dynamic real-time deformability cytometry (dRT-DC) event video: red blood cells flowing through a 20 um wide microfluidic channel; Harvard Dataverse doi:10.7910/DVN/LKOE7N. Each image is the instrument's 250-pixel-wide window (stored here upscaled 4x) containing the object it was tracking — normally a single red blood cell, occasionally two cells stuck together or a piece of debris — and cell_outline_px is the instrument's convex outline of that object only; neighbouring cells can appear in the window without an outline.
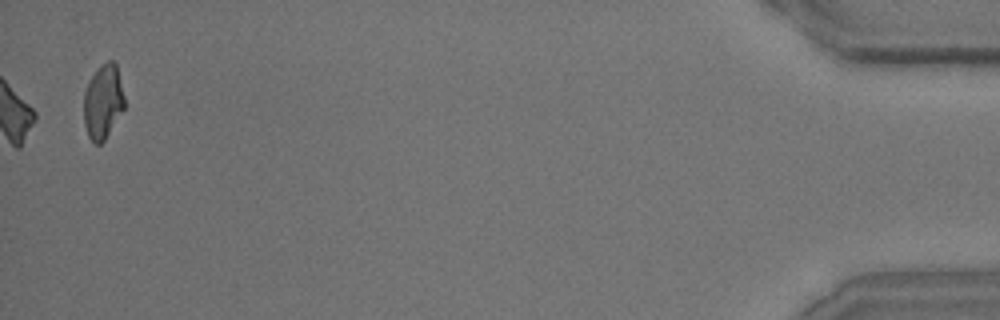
{"species": "common noctule bat (a hibernating species)", "species_latin": "Nyctalus noctula", "temperature_condition": "room temperature", "stored_images_in_passage": 49, "camera_frame_rate_fps": 3000, "um_per_image_px": 0.085, "animal": {"sex": "male", "body_mass_g": 15.6}, "frame": {"image": 1, "passage_image": 49, "time_ms": 16.0, "image_size_px": [1000, 320], "cell_outline_px": [[124, 108], [104, 140], [100, 144], [96, 144], [88, 136], [84, 124], [84, 92], [88, 80], [96, 68], [100, 64], [108, 60], [112, 60], [116, 64], [124, 96]], "centroid_in_image_um": [8.74, 8.6], "position_along_channel_um": 426.5, "area_um2": 17.63}, "authors_computed_cell_mechanics": {"area_um2": 17.34, "velocity_mm_per_s": 4.0704, "shape_relaxation_time_tau1_ms": 6.1271, "shape_relaxation_time_tau2_ms": null, "deformation_change_tau1": 0.1891, "deformation_change_tau2": null}}